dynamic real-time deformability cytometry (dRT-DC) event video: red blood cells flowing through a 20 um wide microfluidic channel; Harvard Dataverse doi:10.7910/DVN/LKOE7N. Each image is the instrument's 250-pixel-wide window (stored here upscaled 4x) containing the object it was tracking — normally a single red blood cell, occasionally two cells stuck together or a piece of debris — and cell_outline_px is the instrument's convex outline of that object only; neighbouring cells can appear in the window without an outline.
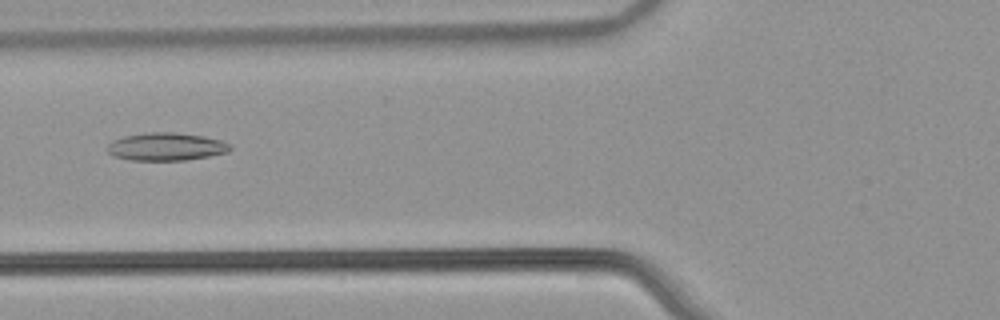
{"species": "common noctule bat (a hibernating species)", "species_latin": "Nyctalus noctula", "temperature_condition": "warm", "stored_images_in_passage": 43, "camera_frame_rate_fps": 3000, "um_per_image_px": 0.085, "animal": {"sex": "male", "body_mass_g": 21.5, "forearm_length_mm": 52.0}, "frame": {"image": 1, "passage_image": 11, "time_ms": 3.333, "image_size_px": [1000, 320], "cell_outline_px": [[232, 148], [228, 152], [208, 156], [184, 160], [132, 160], [116, 156], [108, 152], [108, 144], [112, 140], [124, 136], [148, 132], [172, 132], [204, 136], [220, 140], [228, 144]], "centroid_in_image_um": [14.12, 12.46], "position_along_channel_um": 111.7, "area_um2": 19.71}}
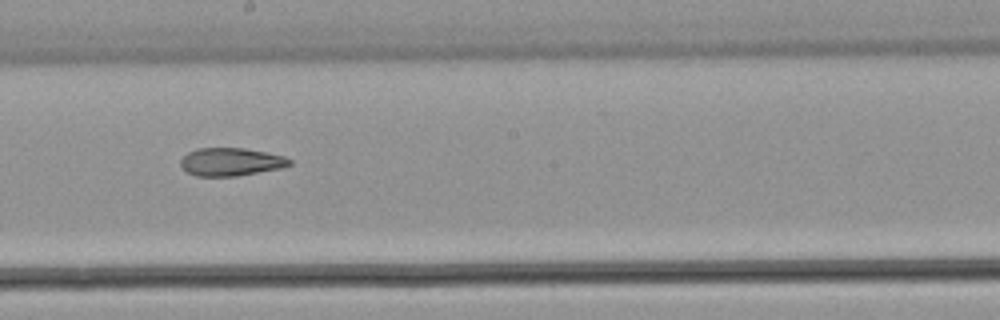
{"frame": {"image": 2, "passage_image": 20, "time_ms": 6.333, "image_size_px": [1000, 320], "cell_outline_px": [[292, 164], [280, 168], [236, 176], [196, 176], [188, 172], [180, 164], [180, 160], [188, 152], [196, 148], [244, 148], [284, 156], [292, 160]], "centroid_in_image_um": [19.62, 13.75], "position_along_channel_um": 228.6, "area_um2": 17.63}}
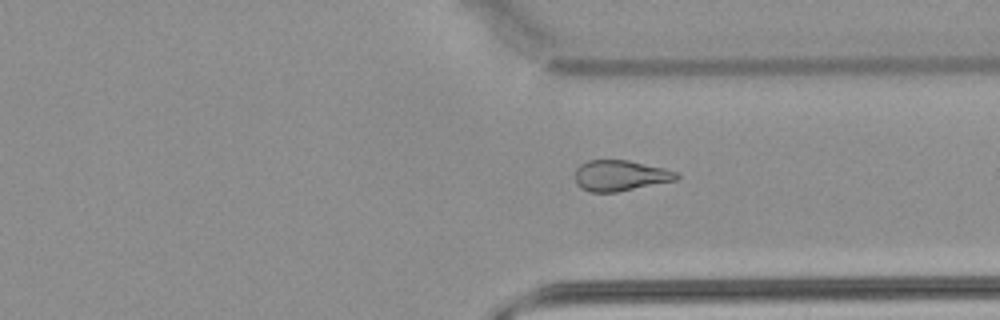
{"frame": {"image": 3, "passage_image": 30, "time_ms": 9.667, "image_size_px": [1000, 320], "cell_outline_px": [[680, 176], [676, 180], [616, 192], [588, 192], [580, 188], [576, 184], [576, 168], [580, 164], [588, 160], [628, 160], [664, 168], [676, 172]], "centroid_in_image_um": [52.69, 14.92], "position_along_channel_um": 358.7, "area_um2": 18.15}, "authors_computed_cell_mechanics": {"area_um2": 19.074, "velocity_mm_per_s": 3.8969, "shape_relaxation_time_tau1_ms": null, "shape_relaxation_time_tau2_ms": 7.755, "deformation_change_tau1": null, "deformation_change_tau2": 0.1954}}